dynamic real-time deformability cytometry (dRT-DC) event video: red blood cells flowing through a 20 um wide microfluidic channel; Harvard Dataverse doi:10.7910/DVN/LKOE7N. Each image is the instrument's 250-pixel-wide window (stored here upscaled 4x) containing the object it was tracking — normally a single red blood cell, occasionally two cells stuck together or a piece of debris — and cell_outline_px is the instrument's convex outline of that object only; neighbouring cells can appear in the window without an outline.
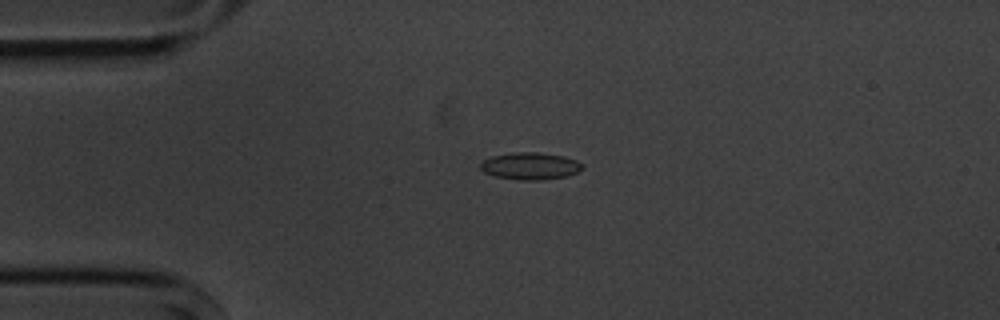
{"species": "common noctule bat (a hibernating species)", "species_latin": "Nyctalus noctula", "temperature_condition": "cold", "stored_images_in_passage": 2, "camera_frame_rate_fps": 3000, "um_per_image_px": 0.085, "animal": {"sex": "male", "body_mass_g": 20.1, "forearm_length_mm": 53.5}, "frame": {"image": 1, "passage_image": 2, "time_ms": 1.333, "image_size_px": [1000, 320], "cell_outline_px": [[584, 168], [580, 172], [568, 176], [540, 180], [524, 180], [496, 176], [484, 172], [480, 168], [480, 164], [484, 160], [492, 156], [516, 152], [540, 152], [564, 156], [576, 160], [584, 164]], "centroid_in_image_um": [45.14, 14.11], "position_along_channel_um": 39.9, "area_um2": 16.18}}